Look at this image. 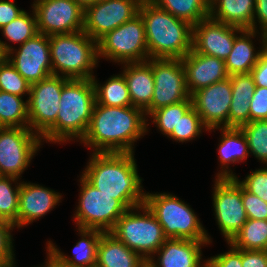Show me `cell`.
<instances>
[{
  "label": "cell",
  "instance_id": "6da1fadb",
  "mask_svg": "<svg viewBox=\"0 0 267 267\" xmlns=\"http://www.w3.org/2000/svg\"><path fill=\"white\" fill-rule=\"evenodd\" d=\"M145 112L137 107H112L95 103L81 142L95 153H134L136 140L147 132Z\"/></svg>",
  "mask_w": 267,
  "mask_h": 267
},
{
  "label": "cell",
  "instance_id": "7a4b0ae2",
  "mask_svg": "<svg viewBox=\"0 0 267 267\" xmlns=\"http://www.w3.org/2000/svg\"><path fill=\"white\" fill-rule=\"evenodd\" d=\"M83 176L98 190L115 196L127 209L144 204L142 179L133 153H92Z\"/></svg>",
  "mask_w": 267,
  "mask_h": 267
},
{
  "label": "cell",
  "instance_id": "3957f363",
  "mask_svg": "<svg viewBox=\"0 0 267 267\" xmlns=\"http://www.w3.org/2000/svg\"><path fill=\"white\" fill-rule=\"evenodd\" d=\"M139 14L145 24L149 58L182 59L192 50L193 26L150 0H143Z\"/></svg>",
  "mask_w": 267,
  "mask_h": 267
},
{
  "label": "cell",
  "instance_id": "277c9868",
  "mask_svg": "<svg viewBox=\"0 0 267 267\" xmlns=\"http://www.w3.org/2000/svg\"><path fill=\"white\" fill-rule=\"evenodd\" d=\"M96 103L91 79H69L62 88L56 122L41 136L46 142L81 141L91 121Z\"/></svg>",
  "mask_w": 267,
  "mask_h": 267
},
{
  "label": "cell",
  "instance_id": "5b68a950",
  "mask_svg": "<svg viewBox=\"0 0 267 267\" xmlns=\"http://www.w3.org/2000/svg\"><path fill=\"white\" fill-rule=\"evenodd\" d=\"M49 49L53 75L59 76L60 71L68 79L93 77L98 63L97 41L84 31L50 35Z\"/></svg>",
  "mask_w": 267,
  "mask_h": 267
},
{
  "label": "cell",
  "instance_id": "8992f818",
  "mask_svg": "<svg viewBox=\"0 0 267 267\" xmlns=\"http://www.w3.org/2000/svg\"><path fill=\"white\" fill-rule=\"evenodd\" d=\"M144 204L156 217L167 239L209 241L210 237L192 208L168 193H146Z\"/></svg>",
  "mask_w": 267,
  "mask_h": 267
},
{
  "label": "cell",
  "instance_id": "52a82bcc",
  "mask_svg": "<svg viewBox=\"0 0 267 267\" xmlns=\"http://www.w3.org/2000/svg\"><path fill=\"white\" fill-rule=\"evenodd\" d=\"M135 209L142 210L143 214L132 212ZM110 233L145 261L152 258L167 240L162 226L145 204L128 209Z\"/></svg>",
  "mask_w": 267,
  "mask_h": 267
},
{
  "label": "cell",
  "instance_id": "ba28073f",
  "mask_svg": "<svg viewBox=\"0 0 267 267\" xmlns=\"http://www.w3.org/2000/svg\"><path fill=\"white\" fill-rule=\"evenodd\" d=\"M98 58L114 62L134 63L149 59L145 24L140 14L136 15L97 41Z\"/></svg>",
  "mask_w": 267,
  "mask_h": 267
},
{
  "label": "cell",
  "instance_id": "9c48e42d",
  "mask_svg": "<svg viewBox=\"0 0 267 267\" xmlns=\"http://www.w3.org/2000/svg\"><path fill=\"white\" fill-rule=\"evenodd\" d=\"M80 182L79 205L74 217L78 228L110 232L128 209L115 196L94 187L83 175Z\"/></svg>",
  "mask_w": 267,
  "mask_h": 267
},
{
  "label": "cell",
  "instance_id": "30bf717a",
  "mask_svg": "<svg viewBox=\"0 0 267 267\" xmlns=\"http://www.w3.org/2000/svg\"><path fill=\"white\" fill-rule=\"evenodd\" d=\"M41 145L29 127H0V176L19 178Z\"/></svg>",
  "mask_w": 267,
  "mask_h": 267
},
{
  "label": "cell",
  "instance_id": "8fae6325",
  "mask_svg": "<svg viewBox=\"0 0 267 267\" xmlns=\"http://www.w3.org/2000/svg\"><path fill=\"white\" fill-rule=\"evenodd\" d=\"M69 79L51 75L31 84L28 104L29 128L40 137L56 122L61 91Z\"/></svg>",
  "mask_w": 267,
  "mask_h": 267
},
{
  "label": "cell",
  "instance_id": "7c38bea8",
  "mask_svg": "<svg viewBox=\"0 0 267 267\" xmlns=\"http://www.w3.org/2000/svg\"><path fill=\"white\" fill-rule=\"evenodd\" d=\"M152 73L155 88L151 105L144 111L150 115L154 110L180 103L191 98L181 59L152 58Z\"/></svg>",
  "mask_w": 267,
  "mask_h": 267
},
{
  "label": "cell",
  "instance_id": "4fadbf2b",
  "mask_svg": "<svg viewBox=\"0 0 267 267\" xmlns=\"http://www.w3.org/2000/svg\"><path fill=\"white\" fill-rule=\"evenodd\" d=\"M33 3L38 33L50 36L84 30L85 9L74 0H36Z\"/></svg>",
  "mask_w": 267,
  "mask_h": 267
},
{
  "label": "cell",
  "instance_id": "5bb4252c",
  "mask_svg": "<svg viewBox=\"0 0 267 267\" xmlns=\"http://www.w3.org/2000/svg\"><path fill=\"white\" fill-rule=\"evenodd\" d=\"M214 186L215 218L228 243L248 219L242 203V186L235 178H216Z\"/></svg>",
  "mask_w": 267,
  "mask_h": 267
},
{
  "label": "cell",
  "instance_id": "9a60e30c",
  "mask_svg": "<svg viewBox=\"0 0 267 267\" xmlns=\"http://www.w3.org/2000/svg\"><path fill=\"white\" fill-rule=\"evenodd\" d=\"M143 0H100L85 8L84 32L98 41L139 14Z\"/></svg>",
  "mask_w": 267,
  "mask_h": 267
},
{
  "label": "cell",
  "instance_id": "2e32d148",
  "mask_svg": "<svg viewBox=\"0 0 267 267\" xmlns=\"http://www.w3.org/2000/svg\"><path fill=\"white\" fill-rule=\"evenodd\" d=\"M192 106L209 130L229 127V110L232 100L230 77L201 88L191 95Z\"/></svg>",
  "mask_w": 267,
  "mask_h": 267
},
{
  "label": "cell",
  "instance_id": "e0dca14e",
  "mask_svg": "<svg viewBox=\"0 0 267 267\" xmlns=\"http://www.w3.org/2000/svg\"><path fill=\"white\" fill-rule=\"evenodd\" d=\"M15 50L14 57L6 55V58L30 84L53 75L49 36L38 33Z\"/></svg>",
  "mask_w": 267,
  "mask_h": 267
},
{
  "label": "cell",
  "instance_id": "ac0fdd59",
  "mask_svg": "<svg viewBox=\"0 0 267 267\" xmlns=\"http://www.w3.org/2000/svg\"><path fill=\"white\" fill-rule=\"evenodd\" d=\"M242 30L209 16L193 26L192 50L225 60L231 53L236 32L240 34Z\"/></svg>",
  "mask_w": 267,
  "mask_h": 267
},
{
  "label": "cell",
  "instance_id": "d6986e66",
  "mask_svg": "<svg viewBox=\"0 0 267 267\" xmlns=\"http://www.w3.org/2000/svg\"><path fill=\"white\" fill-rule=\"evenodd\" d=\"M181 61L185 69L186 85L190 95L229 77L225 61L217 57L191 50Z\"/></svg>",
  "mask_w": 267,
  "mask_h": 267
},
{
  "label": "cell",
  "instance_id": "ffe728a7",
  "mask_svg": "<svg viewBox=\"0 0 267 267\" xmlns=\"http://www.w3.org/2000/svg\"><path fill=\"white\" fill-rule=\"evenodd\" d=\"M61 197L59 193L38 184L21 182L14 226L23 227L43 217L60 202Z\"/></svg>",
  "mask_w": 267,
  "mask_h": 267
},
{
  "label": "cell",
  "instance_id": "44dd1931",
  "mask_svg": "<svg viewBox=\"0 0 267 267\" xmlns=\"http://www.w3.org/2000/svg\"><path fill=\"white\" fill-rule=\"evenodd\" d=\"M209 241H196L190 239H167L156 251L158 260L150 258L146 263L150 267H206L201 264V246Z\"/></svg>",
  "mask_w": 267,
  "mask_h": 267
},
{
  "label": "cell",
  "instance_id": "7402d4cb",
  "mask_svg": "<svg viewBox=\"0 0 267 267\" xmlns=\"http://www.w3.org/2000/svg\"><path fill=\"white\" fill-rule=\"evenodd\" d=\"M82 239L73 249L71 259L65 256L59 249L49 242L47 245L48 257L60 267H95L97 250L101 234L100 230L78 228Z\"/></svg>",
  "mask_w": 267,
  "mask_h": 267
},
{
  "label": "cell",
  "instance_id": "603a6c76",
  "mask_svg": "<svg viewBox=\"0 0 267 267\" xmlns=\"http://www.w3.org/2000/svg\"><path fill=\"white\" fill-rule=\"evenodd\" d=\"M147 61L124 63L125 69L122 73L129 90L132 105L143 111L151 105L155 88L152 58H149Z\"/></svg>",
  "mask_w": 267,
  "mask_h": 267
},
{
  "label": "cell",
  "instance_id": "cb8c5ba5",
  "mask_svg": "<svg viewBox=\"0 0 267 267\" xmlns=\"http://www.w3.org/2000/svg\"><path fill=\"white\" fill-rule=\"evenodd\" d=\"M256 33V30L243 29L240 32V36L237 35L235 37L231 53L224 60L229 76L250 73L256 65L263 49L267 46V35L261 33L262 48L258 52H255L252 39L250 38L255 37Z\"/></svg>",
  "mask_w": 267,
  "mask_h": 267
},
{
  "label": "cell",
  "instance_id": "d4e9b609",
  "mask_svg": "<svg viewBox=\"0 0 267 267\" xmlns=\"http://www.w3.org/2000/svg\"><path fill=\"white\" fill-rule=\"evenodd\" d=\"M146 261L110 232L99 239L95 267H143Z\"/></svg>",
  "mask_w": 267,
  "mask_h": 267
},
{
  "label": "cell",
  "instance_id": "484cf974",
  "mask_svg": "<svg viewBox=\"0 0 267 267\" xmlns=\"http://www.w3.org/2000/svg\"><path fill=\"white\" fill-rule=\"evenodd\" d=\"M232 100L229 110V127L239 128L250 122V100L255 83L250 73L231 75Z\"/></svg>",
  "mask_w": 267,
  "mask_h": 267
},
{
  "label": "cell",
  "instance_id": "4316f807",
  "mask_svg": "<svg viewBox=\"0 0 267 267\" xmlns=\"http://www.w3.org/2000/svg\"><path fill=\"white\" fill-rule=\"evenodd\" d=\"M255 0H211L210 17L218 22L253 30Z\"/></svg>",
  "mask_w": 267,
  "mask_h": 267
},
{
  "label": "cell",
  "instance_id": "83f0119b",
  "mask_svg": "<svg viewBox=\"0 0 267 267\" xmlns=\"http://www.w3.org/2000/svg\"><path fill=\"white\" fill-rule=\"evenodd\" d=\"M220 130L222 132V139L219 143L218 153L222 170L217 174L216 177L222 179L236 178L237 176L234 175L232 171H229L227 165L235 162L239 163L249 155L247 139L240 128L221 127Z\"/></svg>",
  "mask_w": 267,
  "mask_h": 267
},
{
  "label": "cell",
  "instance_id": "f1b7e54d",
  "mask_svg": "<svg viewBox=\"0 0 267 267\" xmlns=\"http://www.w3.org/2000/svg\"><path fill=\"white\" fill-rule=\"evenodd\" d=\"M157 7L192 26L210 16L209 0H150Z\"/></svg>",
  "mask_w": 267,
  "mask_h": 267
},
{
  "label": "cell",
  "instance_id": "f546056e",
  "mask_svg": "<svg viewBox=\"0 0 267 267\" xmlns=\"http://www.w3.org/2000/svg\"><path fill=\"white\" fill-rule=\"evenodd\" d=\"M91 80L95 89L96 103L112 107L133 106L125 78L122 74L112 76L102 86L97 83L98 81L95 79V76Z\"/></svg>",
  "mask_w": 267,
  "mask_h": 267
},
{
  "label": "cell",
  "instance_id": "4dcf8cb0",
  "mask_svg": "<svg viewBox=\"0 0 267 267\" xmlns=\"http://www.w3.org/2000/svg\"><path fill=\"white\" fill-rule=\"evenodd\" d=\"M243 250H267V220L247 219L228 245Z\"/></svg>",
  "mask_w": 267,
  "mask_h": 267
},
{
  "label": "cell",
  "instance_id": "1f68e13d",
  "mask_svg": "<svg viewBox=\"0 0 267 267\" xmlns=\"http://www.w3.org/2000/svg\"><path fill=\"white\" fill-rule=\"evenodd\" d=\"M0 127H29L27 101L0 91Z\"/></svg>",
  "mask_w": 267,
  "mask_h": 267
},
{
  "label": "cell",
  "instance_id": "d6a6232c",
  "mask_svg": "<svg viewBox=\"0 0 267 267\" xmlns=\"http://www.w3.org/2000/svg\"><path fill=\"white\" fill-rule=\"evenodd\" d=\"M33 16L27 12H22L16 19L1 28L6 39L13 43L22 45L28 39H31L38 34L37 18L35 11H32Z\"/></svg>",
  "mask_w": 267,
  "mask_h": 267
},
{
  "label": "cell",
  "instance_id": "836d02e7",
  "mask_svg": "<svg viewBox=\"0 0 267 267\" xmlns=\"http://www.w3.org/2000/svg\"><path fill=\"white\" fill-rule=\"evenodd\" d=\"M244 133L249 152L267 165V120H256L239 127Z\"/></svg>",
  "mask_w": 267,
  "mask_h": 267
},
{
  "label": "cell",
  "instance_id": "e575fe53",
  "mask_svg": "<svg viewBox=\"0 0 267 267\" xmlns=\"http://www.w3.org/2000/svg\"><path fill=\"white\" fill-rule=\"evenodd\" d=\"M192 107V99L188 98L177 104L168 105L154 110L150 117L153 119V123H156L160 131L167 137L177 127L179 120L182 116Z\"/></svg>",
  "mask_w": 267,
  "mask_h": 267
},
{
  "label": "cell",
  "instance_id": "d590c367",
  "mask_svg": "<svg viewBox=\"0 0 267 267\" xmlns=\"http://www.w3.org/2000/svg\"><path fill=\"white\" fill-rule=\"evenodd\" d=\"M18 178L12 176H0V219L11 222L17 220L18 200L20 183L12 188L11 182H16Z\"/></svg>",
  "mask_w": 267,
  "mask_h": 267
},
{
  "label": "cell",
  "instance_id": "8d00e7d4",
  "mask_svg": "<svg viewBox=\"0 0 267 267\" xmlns=\"http://www.w3.org/2000/svg\"><path fill=\"white\" fill-rule=\"evenodd\" d=\"M31 84L22 77L5 57L0 62V91L23 97L30 93Z\"/></svg>",
  "mask_w": 267,
  "mask_h": 267
},
{
  "label": "cell",
  "instance_id": "74e56055",
  "mask_svg": "<svg viewBox=\"0 0 267 267\" xmlns=\"http://www.w3.org/2000/svg\"><path fill=\"white\" fill-rule=\"evenodd\" d=\"M203 128H205L206 131L208 130L203 124L200 115L192 106L182 116L177 127L174 128L173 132L168 137L183 143L199 136Z\"/></svg>",
  "mask_w": 267,
  "mask_h": 267
},
{
  "label": "cell",
  "instance_id": "f35d334b",
  "mask_svg": "<svg viewBox=\"0 0 267 267\" xmlns=\"http://www.w3.org/2000/svg\"><path fill=\"white\" fill-rule=\"evenodd\" d=\"M237 182L248 192L256 195L267 203V167L252 171L245 180Z\"/></svg>",
  "mask_w": 267,
  "mask_h": 267
},
{
  "label": "cell",
  "instance_id": "ab89813d",
  "mask_svg": "<svg viewBox=\"0 0 267 267\" xmlns=\"http://www.w3.org/2000/svg\"><path fill=\"white\" fill-rule=\"evenodd\" d=\"M14 224L0 219V266L14 263V251L12 245V235Z\"/></svg>",
  "mask_w": 267,
  "mask_h": 267
},
{
  "label": "cell",
  "instance_id": "60d3db41",
  "mask_svg": "<svg viewBox=\"0 0 267 267\" xmlns=\"http://www.w3.org/2000/svg\"><path fill=\"white\" fill-rule=\"evenodd\" d=\"M242 203L248 219L267 220V203L243 187Z\"/></svg>",
  "mask_w": 267,
  "mask_h": 267
},
{
  "label": "cell",
  "instance_id": "b9f144b4",
  "mask_svg": "<svg viewBox=\"0 0 267 267\" xmlns=\"http://www.w3.org/2000/svg\"><path fill=\"white\" fill-rule=\"evenodd\" d=\"M228 252L213 256L205 261L206 267H242V249L233 246Z\"/></svg>",
  "mask_w": 267,
  "mask_h": 267
},
{
  "label": "cell",
  "instance_id": "7bdbcfd3",
  "mask_svg": "<svg viewBox=\"0 0 267 267\" xmlns=\"http://www.w3.org/2000/svg\"><path fill=\"white\" fill-rule=\"evenodd\" d=\"M267 120V88L256 87L250 100V122Z\"/></svg>",
  "mask_w": 267,
  "mask_h": 267
},
{
  "label": "cell",
  "instance_id": "ee69618b",
  "mask_svg": "<svg viewBox=\"0 0 267 267\" xmlns=\"http://www.w3.org/2000/svg\"><path fill=\"white\" fill-rule=\"evenodd\" d=\"M250 74L253 77L256 87L267 88V46L263 49Z\"/></svg>",
  "mask_w": 267,
  "mask_h": 267
},
{
  "label": "cell",
  "instance_id": "f6af8a7d",
  "mask_svg": "<svg viewBox=\"0 0 267 267\" xmlns=\"http://www.w3.org/2000/svg\"><path fill=\"white\" fill-rule=\"evenodd\" d=\"M242 267H267V250H243Z\"/></svg>",
  "mask_w": 267,
  "mask_h": 267
},
{
  "label": "cell",
  "instance_id": "bcb514c9",
  "mask_svg": "<svg viewBox=\"0 0 267 267\" xmlns=\"http://www.w3.org/2000/svg\"><path fill=\"white\" fill-rule=\"evenodd\" d=\"M24 11L19 9L11 0H0V29L16 19Z\"/></svg>",
  "mask_w": 267,
  "mask_h": 267
},
{
  "label": "cell",
  "instance_id": "7dc6e473",
  "mask_svg": "<svg viewBox=\"0 0 267 267\" xmlns=\"http://www.w3.org/2000/svg\"><path fill=\"white\" fill-rule=\"evenodd\" d=\"M257 16V17H256ZM256 18L260 23L261 32L267 35V0H255V11L253 16V30L256 28Z\"/></svg>",
  "mask_w": 267,
  "mask_h": 267
},
{
  "label": "cell",
  "instance_id": "c3c4849f",
  "mask_svg": "<svg viewBox=\"0 0 267 267\" xmlns=\"http://www.w3.org/2000/svg\"><path fill=\"white\" fill-rule=\"evenodd\" d=\"M8 43H4L0 40V62L6 57V55H11L15 53L12 46L7 45Z\"/></svg>",
  "mask_w": 267,
  "mask_h": 267
},
{
  "label": "cell",
  "instance_id": "681fc988",
  "mask_svg": "<svg viewBox=\"0 0 267 267\" xmlns=\"http://www.w3.org/2000/svg\"><path fill=\"white\" fill-rule=\"evenodd\" d=\"M76 3L80 4L84 9L94 3H97L100 0H74Z\"/></svg>",
  "mask_w": 267,
  "mask_h": 267
},
{
  "label": "cell",
  "instance_id": "f907efd6",
  "mask_svg": "<svg viewBox=\"0 0 267 267\" xmlns=\"http://www.w3.org/2000/svg\"><path fill=\"white\" fill-rule=\"evenodd\" d=\"M41 267H60L56 263H54L49 257H47V262L44 266Z\"/></svg>",
  "mask_w": 267,
  "mask_h": 267
},
{
  "label": "cell",
  "instance_id": "816d5d0a",
  "mask_svg": "<svg viewBox=\"0 0 267 267\" xmlns=\"http://www.w3.org/2000/svg\"><path fill=\"white\" fill-rule=\"evenodd\" d=\"M14 263L8 264V265H1L0 267H15Z\"/></svg>",
  "mask_w": 267,
  "mask_h": 267
},
{
  "label": "cell",
  "instance_id": "f5cc1de1",
  "mask_svg": "<svg viewBox=\"0 0 267 267\" xmlns=\"http://www.w3.org/2000/svg\"><path fill=\"white\" fill-rule=\"evenodd\" d=\"M143 267H150L147 263Z\"/></svg>",
  "mask_w": 267,
  "mask_h": 267
}]
</instances>
